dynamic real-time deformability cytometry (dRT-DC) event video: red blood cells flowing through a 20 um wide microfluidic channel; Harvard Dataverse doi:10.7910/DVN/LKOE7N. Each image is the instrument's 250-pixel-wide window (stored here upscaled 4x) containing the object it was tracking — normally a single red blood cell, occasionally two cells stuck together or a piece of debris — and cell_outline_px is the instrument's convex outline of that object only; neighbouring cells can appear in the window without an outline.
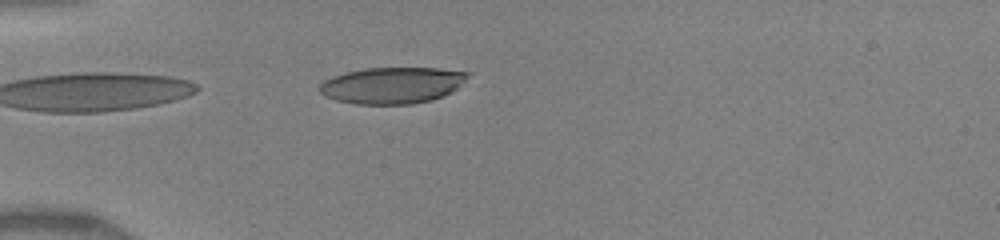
{"species": "human", "species_latin": "Homo sapiens", "temperature_condition": "warm", "stored_images_in_passage": 85, "camera_frame_rate_fps": 3000, "um_per_image_px": 0.085, "donor": {"sex": "female"}, "frame": {"image": 1, "passage_image": 5, "time_ms": 0.667, "image_size_px": [1000, 240], "cell_outline_px": [[472, 72], [452, 92], [444, 96], [432, 100], [412, 104], [356, 104], [336, 100], [324, 96], [320, 92], [320, 84], [324, 80], [332, 76], [344, 72], [364, 68], [440, 68]], "centroid_in_image_um": [33.33, 7.25], "position_along_channel_um": 51.7, "area_um2": 31.62}}
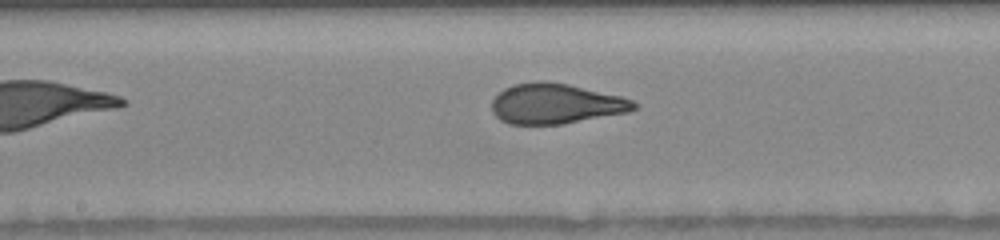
{"frame": {"image": 2, "passage_image": 41, "time_ms": 4.667, "image_size_px": [1000, 240], "cell_outline_px": [[636, 108], [628, 112], [564, 124], [508, 124], [500, 120], [492, 112], [492, 100], [504, 88], [512, 84], [536, 80], [544, 80], [568, 84], [620, 96], [632, 100], [636, 104]], "centroid_in_image_um": [47.2, 8.81], "position_along_channel_um": 201.0, "area_um2": 33.41}}
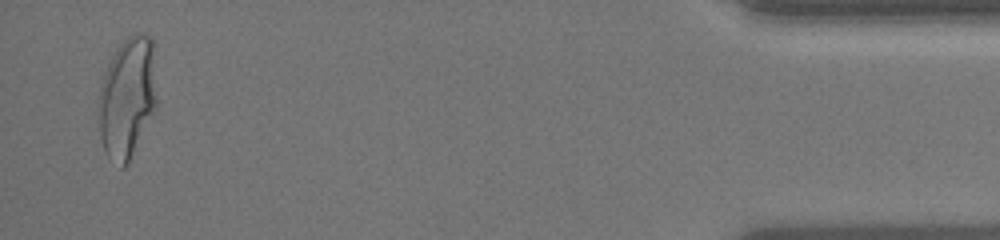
{"frame": {"image": 3, "passage_image": 84, "time_ms": 11.667, "image_size_px": [1000, 240], "cell_outline_px": [[156, 112], [128, 164], [124, 168], [120, 168], [104, 152], [100, 136], [96, 104], [96, 100], [100, 84], [108, 64], [112, 56], [120, 44], [128, 36], [136, 32], [144, 32], [152, 36], [156, 100]], "centroid_in_image_um": [10.8, 8.33], "position_along_channel_um": 424.4, "area_um2": 42.08}, "authors_computed_cell_mechanics": {"area_um2": 33.6974, "velocity_mm_per_s": 4.1833, "shape_relaxation_time_tau1_ms": 6.2386, "shape_relaxation_time_tau2_ms": null, "deformation_change_tau1": 0.2472, "deformation_change_tau2": null}}